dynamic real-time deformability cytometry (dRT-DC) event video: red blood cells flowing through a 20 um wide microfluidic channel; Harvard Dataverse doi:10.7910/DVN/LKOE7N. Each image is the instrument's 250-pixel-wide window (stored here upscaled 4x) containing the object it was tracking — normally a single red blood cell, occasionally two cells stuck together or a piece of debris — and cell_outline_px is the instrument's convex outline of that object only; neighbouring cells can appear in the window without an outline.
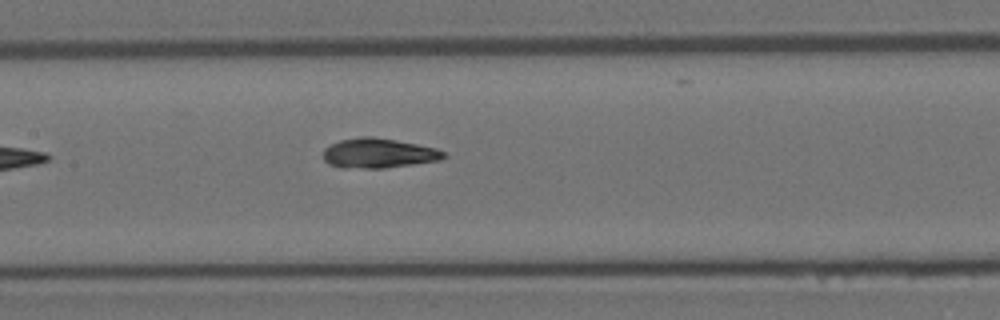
{"species": "Egyptian fruit bat (a non-hibernating species)", "species_latin": "Rousettus aegyptiacus", "temperature_condition": "room temperature", "stored_images_in_passage": 5, "camera_frame_rate_fps": 3000, "um_per_image_px": 0.085, "animal": {"sex": "female"}, "frame": {"image": 1, "passage_image": 5, "time_ms": 1.333, "image_size_px": [1000, 320], "cell_outline_px": [[444, 156], [440, 160], [384, 168], [340, 168], [328, 164], [324, 160], [324, 148], [340, 140], [364, 136], [372, 136], [396, 140], [436, 148], [444, 152]], "centroid_in_image_um": [32.13, 13.03], "position_along_channel_um": 175.3, "area_um2": 20.75}}